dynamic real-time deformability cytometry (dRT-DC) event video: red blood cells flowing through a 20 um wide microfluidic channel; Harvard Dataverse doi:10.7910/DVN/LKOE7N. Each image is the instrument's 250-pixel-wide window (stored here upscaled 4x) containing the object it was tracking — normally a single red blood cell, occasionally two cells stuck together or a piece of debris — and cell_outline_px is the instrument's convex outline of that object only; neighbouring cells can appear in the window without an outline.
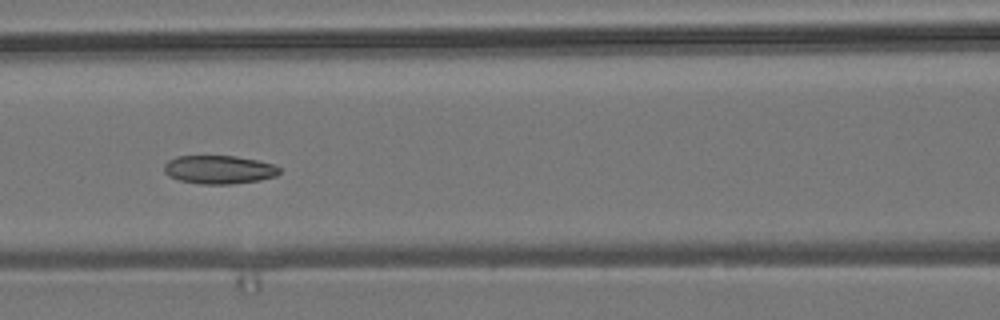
{"species": "common noctule bat (a hibernating species)", "species_latin": "Nyctalus noctula", "temperature_condition": "room temperature", "stored_images_in_passage": 7, "camera_frame_rate_fps": 3000, "um_per_image_px": 0.085, "animal": {"sex": "male", "body_mass_g": 19.2, "forearm_length_mm": 51.8}, "frame": {"image": 1, "passage_image": 6, "time_ms": 1.667, "image_size_px": [1000, 320], "cell_outline_px": [[280, 172], [276, 176], [260, 180], [232, 184], [200, 184], [180, 180], [168, 176], [164, 172], [164, 164], [168, 160], [176, 156], [236, 156], [276, 164], [280, 168]], "centroid_in_image_um": [18.62, 14.41], "position_along_channel_um": 148.0, "area_um2": 19.25}}
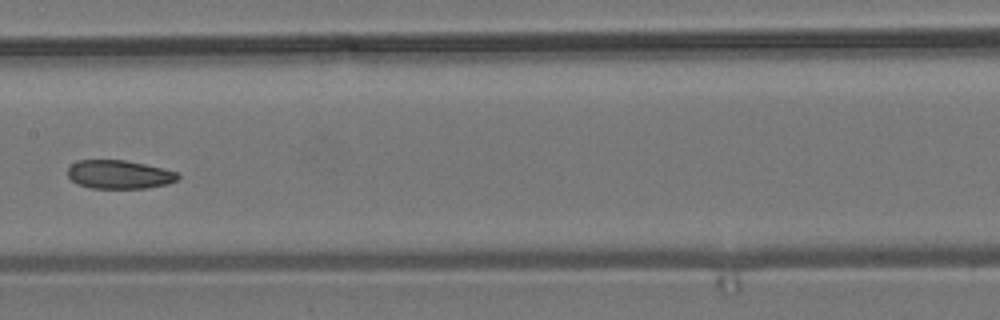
{"frame": {"image": 2, "passage_image": 7, "time_ms": 2.0, "image_size_px": [1000, 320], "cell_outline_px": [[180, 176], [176, 180], [168, 184], [148, 188], [92, 188], [76, 184], [68, 176], [68, 168], [76, 160], [124, 160], [164, 168], [180, 172]], "centroid_in_image_um": [10.16, 14.83], "position_along_channel_um": 197.2, "area_um2": 18.5}}